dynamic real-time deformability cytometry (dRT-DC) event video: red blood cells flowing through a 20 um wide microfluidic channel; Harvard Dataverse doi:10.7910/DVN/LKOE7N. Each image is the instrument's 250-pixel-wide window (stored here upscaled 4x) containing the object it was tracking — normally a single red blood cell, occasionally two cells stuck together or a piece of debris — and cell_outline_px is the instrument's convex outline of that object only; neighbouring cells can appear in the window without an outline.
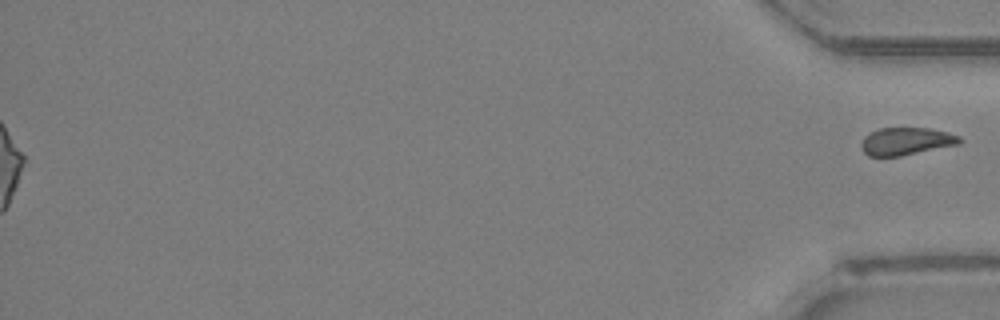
{"species": "Egyptian fruit bat (a non-hibernating species)", "species_latin": "Rousettus aegyptiacus", "temperature_condition": "room temperature", "stored_images_in_passage": 48, "segment_of_instrument_passage": [2, 2], "camera_frame_rate_fps": 3000, "um_per_image_px": 0.085, "animal": {"sex": "female"}, "frame": {"image": 1, "passage_image": 48, "time_ms": 15.667, "image_size_px": [1000, 320], "cell_outline_px": [[964, 140], [960, 144], [900, 156], [868, 156], [860, 148], [860, 144], [864, 136], [880, 128], [932, 128], [960, 136]], "centroid_in_image_um": [77.04, 12.01], "position_along_channel_um": 358.2, "area_um2": 15.9}}